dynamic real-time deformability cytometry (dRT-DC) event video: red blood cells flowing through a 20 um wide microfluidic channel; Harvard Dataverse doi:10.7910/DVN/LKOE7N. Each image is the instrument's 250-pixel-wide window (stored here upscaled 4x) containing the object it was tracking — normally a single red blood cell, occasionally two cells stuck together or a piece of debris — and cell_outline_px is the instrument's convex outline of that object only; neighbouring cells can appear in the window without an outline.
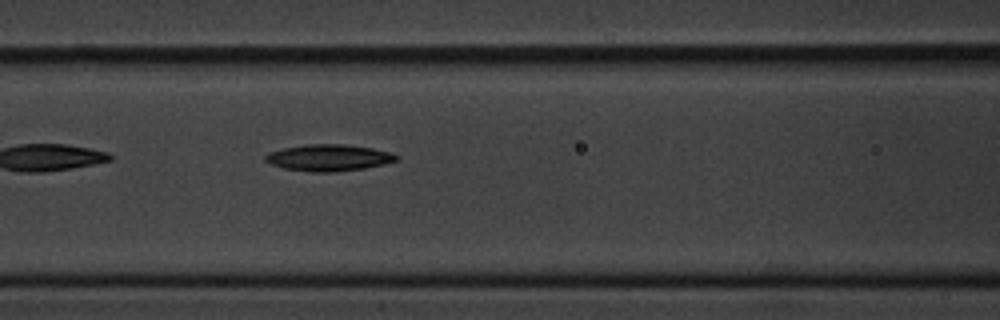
{"species": "common noctule bat (a hibernating species)", "species_latin": "Nyctalus noctula", "temperature_condition": "cold", "stored_images_in_passage": 6, "segment_of_instrument_passage": [1, 2], "camera_frame_rate_fps": 3000, "um_per_image_px": 0.085, "animal": {"sex": "male", "body_mass_g": 20.1, "forearm_length_mm": 53.5}, "frame": {"image": 1, "passage_image": 5, "time_ms": 4.667, "image_size_px": [1000, 320], "cell_outline_px": [[400, 156], [396, 160], [384, 164], [364, 168], [328, 172], [312, 172], [284, 168], [272, 164], [264, 160], [264, 156], [268, 152], [284, 148], [304, 144], [344, 144], [372, 148], [388, 152]], "centroid_in_image_um": [27.91, 13.39], "position_along_channel_um": 138.7, "area_um2": 20.11}}